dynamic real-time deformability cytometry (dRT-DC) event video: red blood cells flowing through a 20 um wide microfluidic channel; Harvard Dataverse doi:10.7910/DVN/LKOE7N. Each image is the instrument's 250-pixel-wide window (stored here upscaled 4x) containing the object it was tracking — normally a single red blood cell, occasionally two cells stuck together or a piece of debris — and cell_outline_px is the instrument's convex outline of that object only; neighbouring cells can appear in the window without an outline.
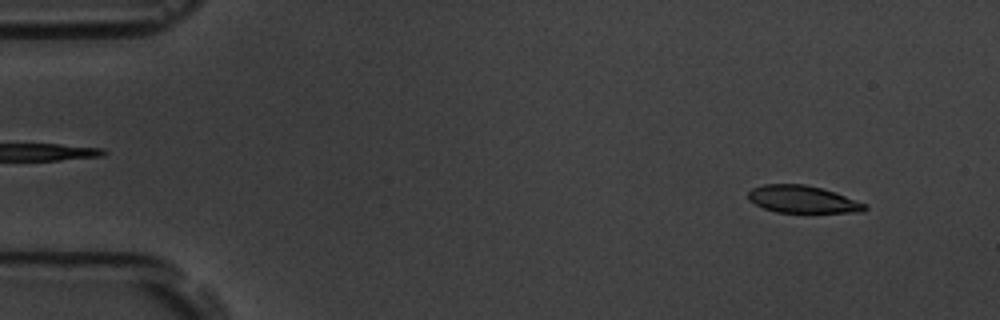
{"species": "common noctule bat (a hibernating species)", "species_latin": "Nyctalus noctula", "temperature_condition": "room temperature", "stored_images_in_passage": 5, "camera_frame_rate_fps": 3000, "um_per_image_px": 0.085, "animal": {"sex": "male", "body_mass_g": 19.5, "forearm_length_mm": 54.6}, "frame": {"image": 1, "passage_image": 1, "time_ms": 0.0, "image_size_px": [1000, 320], "cell_outline_px": [[868, 208], [864, 212], [776, 212], [764, 208], [748, 200], [748, 192], [752, 188], [764, 184], [804, 184], [820, 188], [868, 204]], "centroid_in_image_um": [68.21, 16.94], "position_along_channel_um": 16.8, "area_um2": 18.38}}
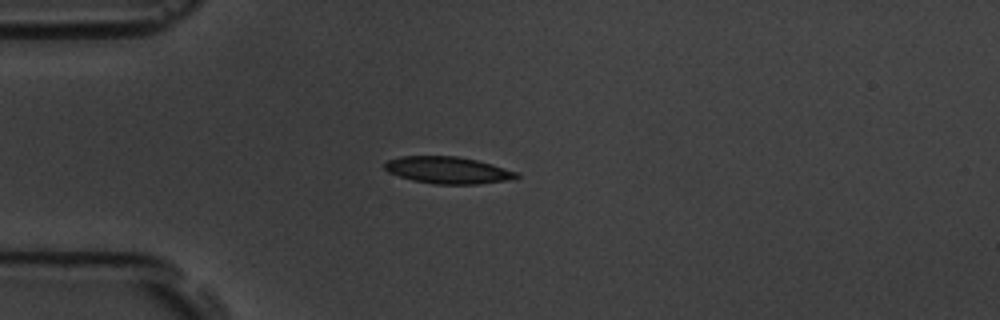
{"frame": {"image": 2, "passage_image": 4, "time_ms": 3.333, "image_size_px": [1000, 320], "cell_outline_px": [[520, 176], [516, 180], [476, 184], [436, 184], [412, 180], [388, 172], [384, 168], [384, 164], [388, 160], [400, 156], [456, 156], [476, 160], [492, 164], [516, 172]], "centroid_in_image_um": [38.09, 14.47], "position_along_channel_um": 46.9, "area_um2": 20.69}}